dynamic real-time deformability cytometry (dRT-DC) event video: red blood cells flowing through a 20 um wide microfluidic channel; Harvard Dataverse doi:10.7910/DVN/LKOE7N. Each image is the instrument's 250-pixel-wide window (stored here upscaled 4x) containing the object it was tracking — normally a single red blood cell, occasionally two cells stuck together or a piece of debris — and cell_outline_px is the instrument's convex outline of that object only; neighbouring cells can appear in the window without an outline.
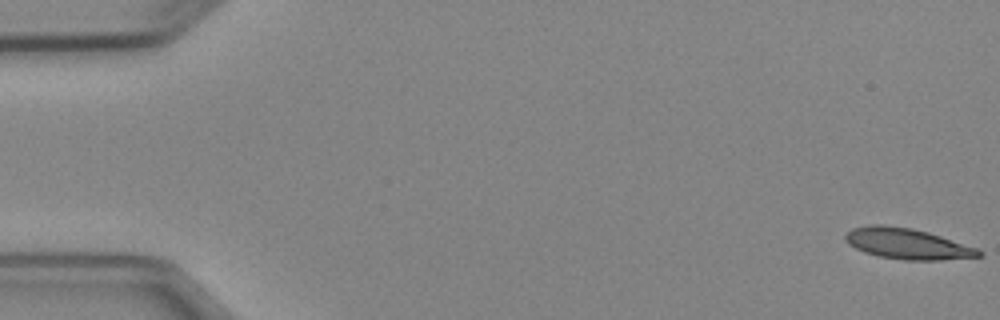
{"species": "Egyptian fruit bat (a non-hibernating species)", "species_latin": "Rousettus aegyptiacus", "temperature_condition": "cold", "stored_images_in_passage": 5, "camera_frame_rate_fps": 3000, "um_per_image_px": 0.085, "animal": {"sex": "female"}, "frame": {"image": 1, "passage_image": 1, "time_ms": 0.0, "image_size_px": [1000, 320], "cell_outline_px": [[984, 256], [940, 260], [904, 260], [880, 256], [864, 252], [848, 244], [844, 236], [852, 228], [872, 224], [884, 224], [912, 228], [928, 232], [976, 248], [984, 252]], "centroid_in_image_um": [77.12, 20.71], "position_along_channel_um": 7.9, "area_um2": 23.87}}
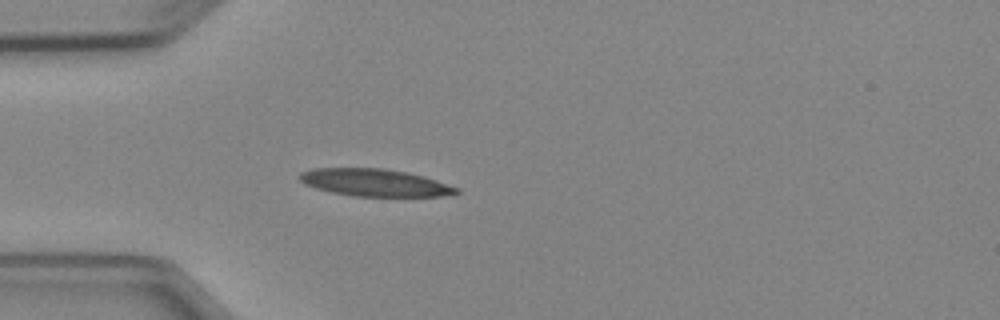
{"frame": {"image": 2, "passage_image": 5, "time_ms": 4.667, "image_size_px": [1000, 320], "cell_outline_px": [[460, 192], [440, 196], [356, 196], [332, 192], [316, 188], [304, 184], [300, 180], [300, 172], [312, 168], [384, 168], [424, 176], [460, 188]], "centroid_in_image_um": [31.85, 15.51], "position_along_channel_um": 53.2, "area_um2": 24.8}}